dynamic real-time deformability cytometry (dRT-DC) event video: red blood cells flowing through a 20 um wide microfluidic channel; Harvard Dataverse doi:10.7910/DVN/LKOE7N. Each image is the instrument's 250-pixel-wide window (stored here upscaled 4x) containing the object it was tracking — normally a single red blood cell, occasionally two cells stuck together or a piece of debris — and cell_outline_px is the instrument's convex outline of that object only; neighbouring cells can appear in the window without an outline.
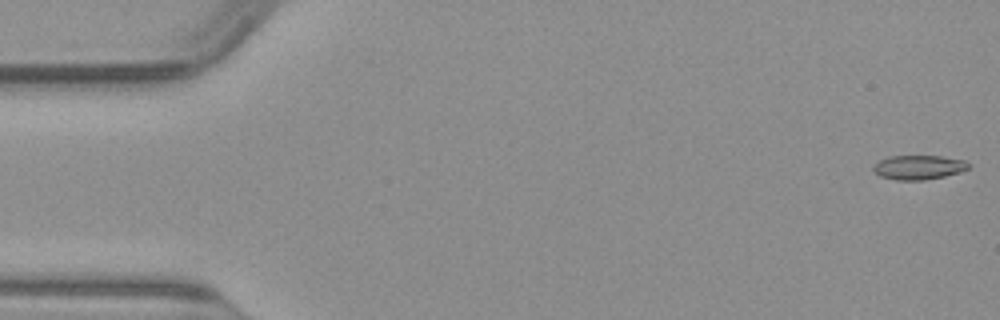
{"species": "common noctule bat (a hibernating species)", "species_latin": "Nyctalus noctula", "temperature_condition": "warm", "stored_images_in_passage": 50, "camera_frame_rate_fps": 3000, "um_per_image_px": 0.085, "animal": {"sex": "male", "body_mass_g": 23.1, "forearm_length_mm": 52.7}, "frame": {"image": 1, "passage_image": 1, "time_ms": 0.0, "image_size_px": [1000, 320], "cell_outline_px": [[968, 168], [960, 172], [944, 176], [924, 180], [896, 180], [880, 176], [872, 168], [880, 160], [888, 156], [940, 156], [964, 160], [968, 164]], "centroid_in_image_um": [78.07, 14.22], "position_along_channel_um": 6.9, "area_um2": 13.29}}
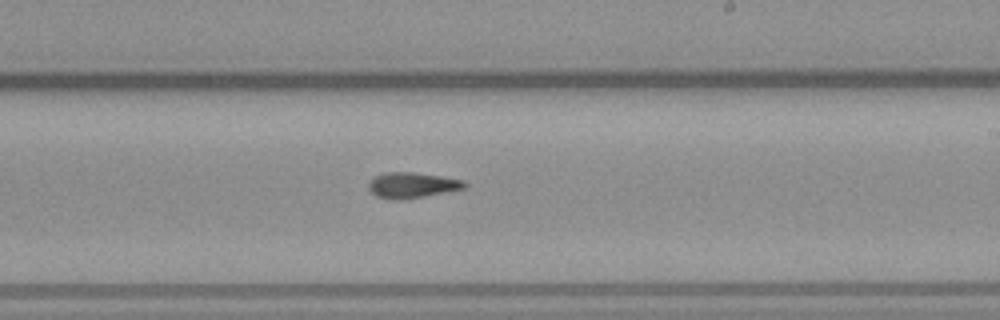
{"frame": {"image": 2, "passage_image": 29, "time_ms": 9.333, "image_size_px": [1000, 320], "cell_outline_px": [[468, 184], [464, 188], [424, 196], [396, 200], [392, 200], [376, 196], [368, 188], [368, 184], [376, 176], [384, 172], [412, 172], [440, 176], [464, 180]], "centroid_in_image_um": [35.01, 15.73], "position_along_channel_um": 254.0, "area_um2": 14.1}}
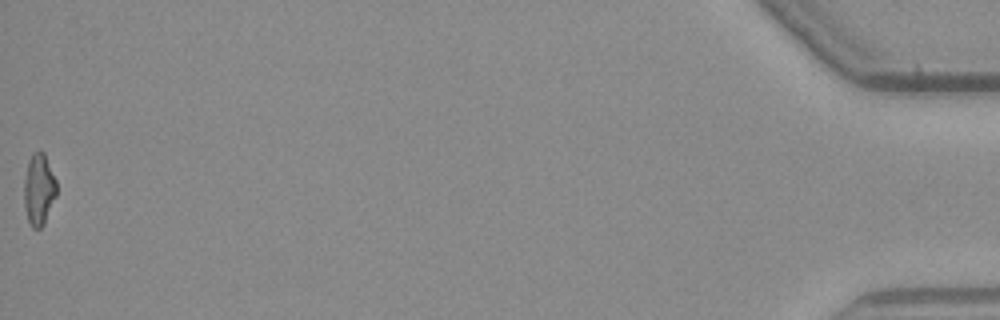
{"frame": {"image": 3, "passage_image": 50, "time_ms": 16.333, "image_size_px": [1000, 320], "cell_outline_px": [[56, 196], [44, 224], [40, 228], [32, 228], [28, 220], [24, 208], [24, 180], [28, 160], [32, 152], [44, 152], [56, 180]], "centroid_in_image_um": [3.29, 16.1], "position_along_channel_um": 431.9, "area_um2": 13.58}}